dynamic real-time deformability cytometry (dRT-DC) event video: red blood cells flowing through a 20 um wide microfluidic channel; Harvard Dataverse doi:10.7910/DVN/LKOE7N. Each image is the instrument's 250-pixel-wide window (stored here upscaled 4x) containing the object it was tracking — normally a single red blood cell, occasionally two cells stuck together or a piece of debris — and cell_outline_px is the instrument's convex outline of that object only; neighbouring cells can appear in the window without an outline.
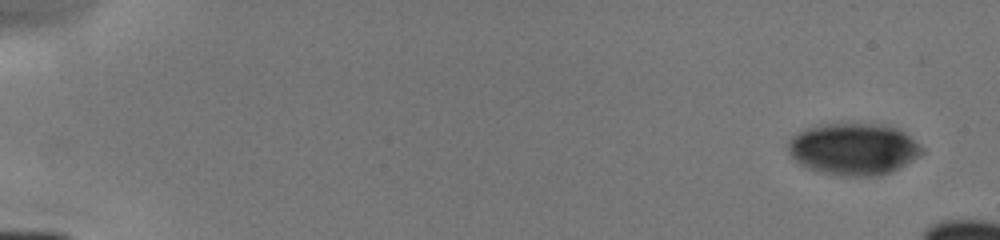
{"species": "human", "species_latin": "Homo sapiens", "temperature_condition": "cold", "stored_images_in_passage": 5, "camera_frame_rate_fps": 3000, "um_per_image_px": 0.085, "donor": {"sex": "male"}, "frame": {"image": 1, "passage_image": 1, "time_ms": 0.0, "image_size_px": [1000, 240], "cell_outline_px": [[924, 152], [900, 168], [892, 172], [880, 176], [840, 176], [816, 172], [800, 164], [788, 152], [788, 140], [796, 132], [804, 128], [820, 124], [840, 120], [888, 124], [900, 128], [920, 144], [924, 148]], "centroid_in_image_um": [72.55, 12.61], "position_along_channel_um": 12.4, "area_um2": 42.14}}